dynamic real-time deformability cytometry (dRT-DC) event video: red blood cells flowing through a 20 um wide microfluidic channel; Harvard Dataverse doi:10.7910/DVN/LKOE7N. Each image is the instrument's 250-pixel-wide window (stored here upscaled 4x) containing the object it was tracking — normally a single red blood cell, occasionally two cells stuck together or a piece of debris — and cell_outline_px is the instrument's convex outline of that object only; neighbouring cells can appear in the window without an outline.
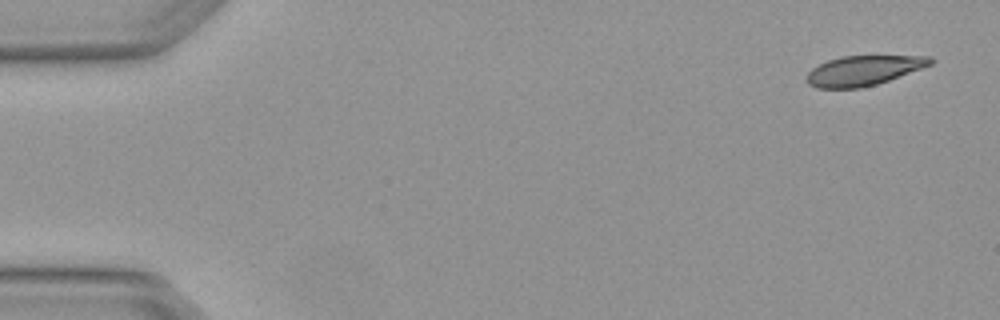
{"species": "Egyptian fruit bat (a non-hibernating species)", "species_latin": "Rousettus aegyptiacus", "temperature_condition": "warm", "stored_images_in_passage": 5, "camera_frame_rate_fps": 3000, "um_per_image_px": 0.085, "animal": {"sex": "female"}, "frame": {"image": 1, "passage_image": 1, "time_ms": 0.0, "image_size_px": [1000, 320], "cell_outline_px": [[936, 60], [932, 64], [888, 80], [876, 84], [860, 88], [816, 88], [808, 84], [808, 72], [812, 68], [828, 60], [840, 56], [932, 56]], "centroid_in_image_um": [73.41, 5.99], "position_along_channel_um": 11.6, "area_um2": 21.33}}
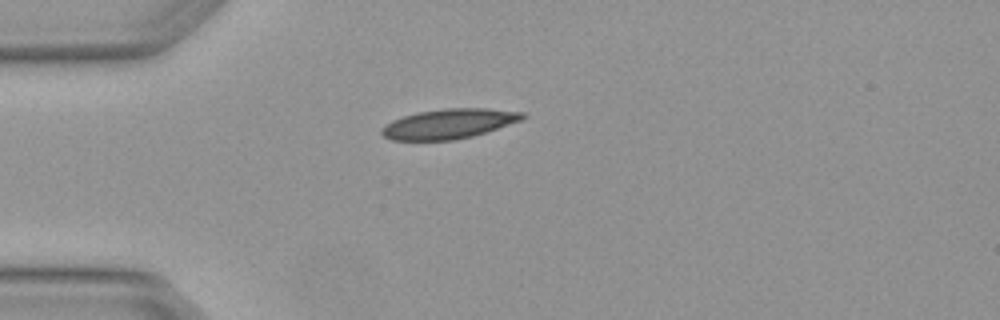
{"frame": {"image": 2, "passage_image": 4, "time_ms": 1.0, "image_size_px": [1000, 320], "cell_outline_px": [[528, 116], [520, 120], [472, 136], [452, 140], [392, 140], [384, 136], [380, 132], [380, 128], [392, 120], [416, 112], [444, 108], [488, 108], [524, 112]], "centroid_in_image_um": [38.13, 10.51], "position_along_channel_um": 46.9, "area_um2": 24.33}}